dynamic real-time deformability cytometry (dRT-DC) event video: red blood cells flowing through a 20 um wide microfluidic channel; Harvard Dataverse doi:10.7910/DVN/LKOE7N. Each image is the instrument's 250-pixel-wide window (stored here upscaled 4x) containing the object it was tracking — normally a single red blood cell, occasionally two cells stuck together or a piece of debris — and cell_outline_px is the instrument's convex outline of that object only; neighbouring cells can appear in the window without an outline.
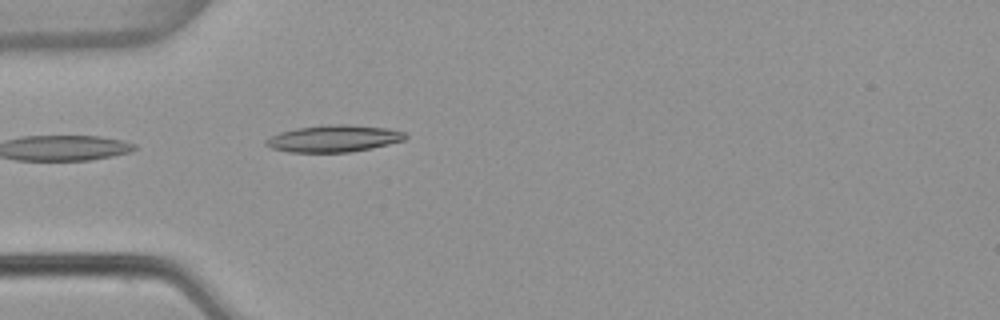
{"species": "common noctule bat (a hibernating species)", "species_latin": "Nyctalus noctula", "temperature_condition": "warm", "stored_images_in_passage": 3, "camera_frame_rate_fps": 3000, "um_per_image_px": 0.085, "animal": {"sex": "female", "body_mass_g": 22.7, "forearm_length_mm": 54.2}, "frame": {"image": 1, "passage_image": 3, "time_ms": 0.667, "image_size_px": [1000, 320], "cell_outline_px": [[408, 136], [404, 140], [372, 148], [352, 152], [288, 152], [272, 148], [264, 144], [264, 140], [280, 132], [296, 128], [328, 124], [348, 124], [388, 128], [404, 132]], "centroid_in_image_um": [28.37, 11.77], "position_along_channel_um": 56.6, "area_um2": 21.91}}